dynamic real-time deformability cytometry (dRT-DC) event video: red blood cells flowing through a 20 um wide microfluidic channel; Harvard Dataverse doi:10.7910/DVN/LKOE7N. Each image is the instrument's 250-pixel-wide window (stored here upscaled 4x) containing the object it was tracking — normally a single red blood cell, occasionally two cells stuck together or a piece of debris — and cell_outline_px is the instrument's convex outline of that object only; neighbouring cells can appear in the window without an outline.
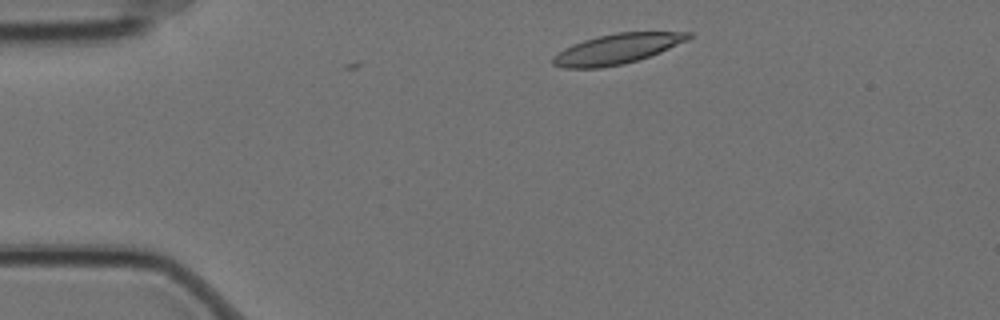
{"species": "Egyptian fruit bat (a non-hibernating species)", "species_latin": "Rousettus aegyptiacus", "temperature_condition": "cold", "stored_images_in_passage": 9, "camera_frame_rate_fps": 3000, "um_per_image_px": 0.085, "animal": {"sex": "female"}, "frame": {"image": 1, "passage_image": 1, "time_ms": 0.0, "image_size_px": [1000, 320], "cell_outline_px": [[692, 36], [688, 40], [660, 52], [624, 64], [600, 68], [564, 68], [552, 64], [552, 56], [564, 48], [572, 44], [584, 40], [616, 32], [692, 32]], "centroid_in_image_um": [52.42, 4.16], "position_along_channel_um": 32.6, "area_um2": 23.64}}
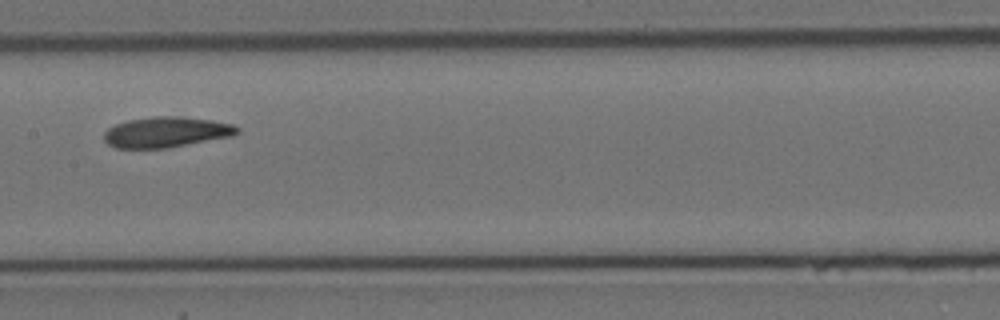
{"frame": {"image": 2, "passage_image": 6, "time_ms": 1.667, "image_size_px": [1000, 320], "cell_outline_px": [[240, 132], [232, 136], [168, 148], [116, 148], [108, 144], [104, 140], [104, 132], [108, 128], [116, 124], [128, 120], [152, 116], [180, 116], [212, 120], [232, 124], [240, 128]], "centroid_in_image_um": [14.14, 11.23], "position_along_channel_um": 193.3, "area_um2": 23.81}}
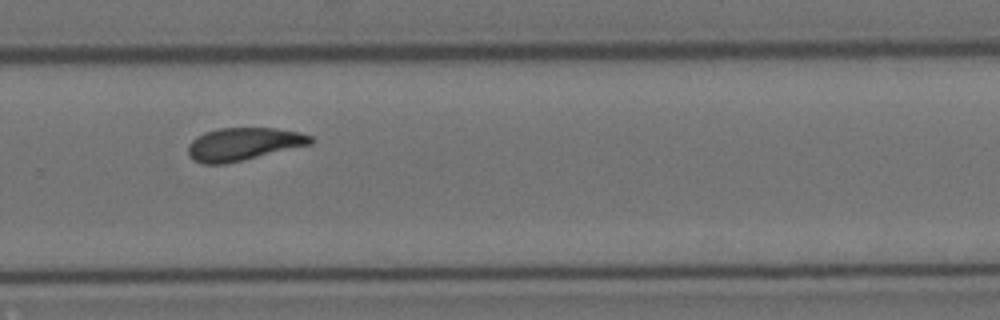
{"frame": {"image": 3, "passage_image": 9, "time_ms": 2.667, "image_size_px": [1000, 320], "cell_outline_px": [[316, 140], [312, 144], [224, 164], [204, 164], [192, 160], [188, 156], [188, 144], [196, 136], [204, 132], [216, 128], [272, 128], [300, 132], [312, 136]], "centroid_in_image_um": [20.67, 12.24], "position_along_channel_um": 309.1, "area_um2": 23.52}}